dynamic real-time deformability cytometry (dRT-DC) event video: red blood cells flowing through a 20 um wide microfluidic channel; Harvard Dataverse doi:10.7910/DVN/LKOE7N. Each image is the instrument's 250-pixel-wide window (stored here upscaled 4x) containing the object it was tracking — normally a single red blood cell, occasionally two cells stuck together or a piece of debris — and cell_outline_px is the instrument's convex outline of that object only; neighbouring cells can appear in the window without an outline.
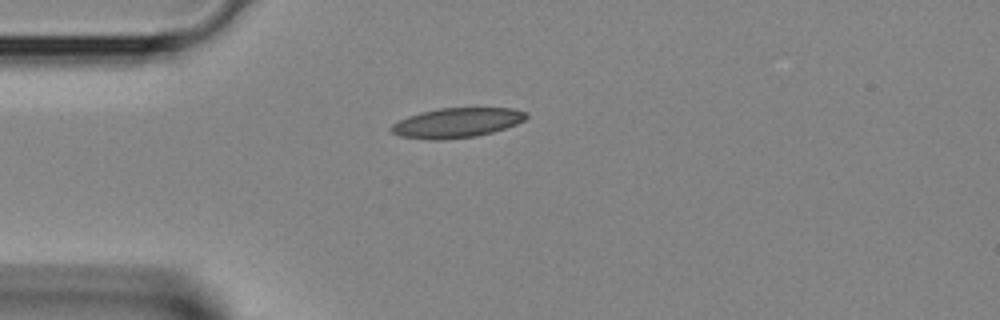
{"species": "Egyptian fruit bat (a non-hibernating species)", "species_latin": "Rousettus aegyptiacus", "temperature_condition": "room temperature", "stored_images_in_passage": 31, "camera_frame_rate_fps": 3000, "um_per_image_px": 0.085, "animal": {"sex": "female"}, "frame": {"image": 1, "passage_image": 1, "time_ms": 0.0, "image_size_px": [1000, 320], "cell_outline_px": [[528, 116], [524, 120], [516, 124], [492, 132], [476, 136], [444, 140], [432, 140], [400, 136], [392, 132], [388, 128], [392, 124], [408, 116], [420, 112], [440, 108], [512, 108], [528, 112]], "centroid_in_image_um": [38.82, 10.43], "position_along_channel_um": 46.2, "area_um2": 23.41}}
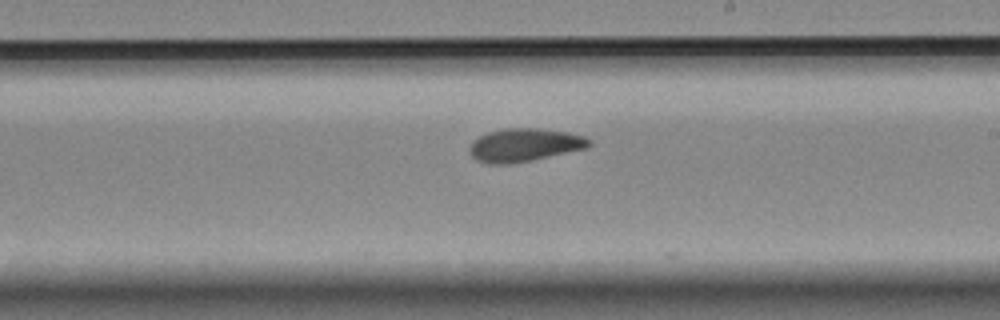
{"frame": {"image": 2, "passage_image": 14, "time_ms": 4.333, "image_size_px": [1000, 320], "cell_outline_px": [[592, 144], [588, 148], [532, 160], [508, 164], [488, 164], [476, 160], [472, 156], [468, 148], [472, 140], [488, 132], [508, 128], [536, 128], [568, 132], [584, 136], [592, 140]], "centroid_in_image_um": [44.58, 12.33], "position_along_channel_um": 244.4, "area_um2": 23.24}}
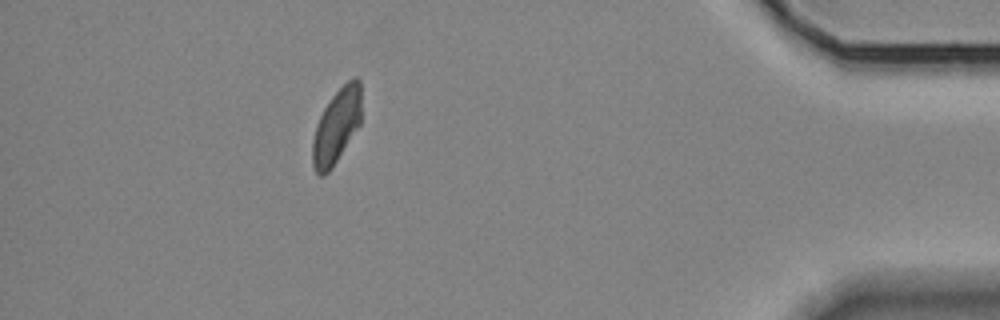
{"frame": {"image": 3, "passage_image": 27, "time_ms": 8.667, "image_size_px": [1000, 320], "cell_outline_px": [[360, 124], [332, 168], [324, 176], [320, 176], [316, 172], [312, 164], [312, 140], [316, 124], [324, 108], [332, 96], [352, 76], [356, 76], [360, 80]], "centroid_in_image_um": [28.59, 10.73], "position_along_channel_um": 406.6, "area_um2": 21.15}}